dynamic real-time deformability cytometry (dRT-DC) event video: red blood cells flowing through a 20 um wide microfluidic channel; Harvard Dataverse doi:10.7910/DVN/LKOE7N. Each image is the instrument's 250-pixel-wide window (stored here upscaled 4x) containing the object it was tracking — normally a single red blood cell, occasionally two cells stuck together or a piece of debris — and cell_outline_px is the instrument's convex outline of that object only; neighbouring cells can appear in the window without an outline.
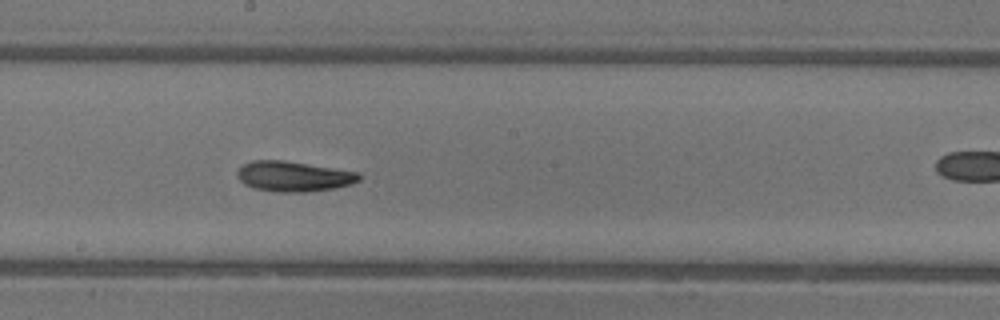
{"species": "common noctule bat (a hibernating species)", "species_latin": "Nyctalus noctula", "temperature_condition": "warm", "stored_images_in_passage": 27, "camera_frame_rate_fps": 3000, "um_per_image_px": 0.085, "animal": {"sex": "female"}, "frame": {"image": 1, "passage_image": 12, "time_ms": 3.667, "image_size_px": [1000, 320], "cell_outline_px": [[360, 180], [352, 184], [332, 188], [304, 192], [280, 192], [252, 188], [244, 184], [236, 176], [236, 172], [244, 164], [252, 160], [284, 160], [360, 172]], "centroid_in_image_um": [24.94, 14.98], "position_along_channel_um": 223.3, "area_um2": 21.5}, "authors_computed_cell_mechanics": {"area_um2": 20.5768, "velocity_mm_per_s": 4.1434, "shape_relaxation_time_tau1_ms": 4.0774, "shape_relaxation_time_tau2_ms": 5.432, "deformation_change_tau1": 0.1476, "deformation_change_tau2": 0.1423}}